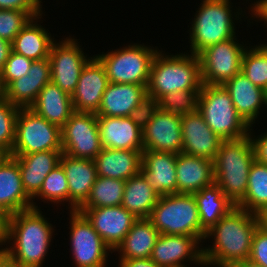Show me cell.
I'll return each instance as SVG.
<instances>
[{
	"label": "cell",
	"mask_w": 267,
	"mask_h": 267,
	"mask_svg": "<svg viewBox=\"0 0 267 267\" xmlns=\"http://www.w3.org/2000/svg\"><path fill=\"white\" fill-rule=\"evenodd\" d=\"M20 108L0 95V149L11 154L15 140L16 120Z\"/></svg>",
	"instance_id": "obj_38"
},
{
	"label": "cell",
	"mask_w": 267,
	"mask_h": 267,
	"mask_svg": "<svg viewBox=\"0 0 267 267\" xmlns=\"http://www.w3.org/2000/svg\"><path fill=\"white\" fill-rule=\"evenodd\" d=\"M144 150L182 153L181 116L158 109L143 128Z\"/></svg>",
	"instance_id": "obj_16"
},
{
	"label": "cell",
	"mask_w": 267,
	"mask_h": 267,
	"mask_svg": "<svg viewBox=\"0 0 267 267\" xmlns=\"http://www.w3.org/2000/svg\"><path fill=\"white\" fill-rule=\"evenodd\" d=\"M62 151H40L30 154H10L20 168L22 184L32 199L40 190L47 175L60 164Z\"/></svg>",
	"instance_id": "obj_25"
},
{
	"label": "cell",
	"mask_w": 267,
	"mask_h": 267,
	"mask_svg": "<svg viewBox=\"0 0 267 267\" xmlns=\"http://www.w3.org/2000/svg\"><path fill=\"white\" fill-rule=\"evenodd\" d=\"M160 195L149 184L145 175L140 172L125 181L122 206L136 218H149Z\"/></svg>",
	"instance_id": "obj_33"
},
{
	"label": "cell",
	"mask_w": 267,
	"mask_h": 267,
	"mask_svg": "<svg viewBox=\"0 0 267 267\" xmlns=\"http://www.w3.org/2000/svg\"><path fill=\"white\" fill-rule=\"evenodd\" d=\"M202 246L197 237L160 234L150 259L160 267H189L192 263L204 267Z\"/></svg>",
	"instance_id": "obj_14"
},
{
	"label": "cell",
	"mask_w": 267,
	"mask_h": 267,
	"mask_svg": "<svg viewBox=\"0 0 267 267\" xmlns=\"http://www.w3.org/2000/svg\"><path fill=\"white\" fill-rule=\"evenodd\" d=\"M36 114L62 128L74 112L71 95L49 82L30 107Z\"/></svg>",
	"instance_id": "obj_31"
},
{
	"label": "cell",
	"mask_w": 267,
	"mask_h": 267,
	"mask_svg": "<svg viewBox=\"0 0 267 267\" xmlns=\"http://www.w3.org/2000/svg\"><path fill=\"white\" fill-rule=\"evenodd\" d=\"M236 37L210 45L198 54L202 84L224 85L241 72L242 57L248 46Z\"/></svg>",
	"instance_id": "obj_10"
},
{
	"label": "cell",
	"mask_w": 267,
	"mask_h": 267,
	"mask_svg": "<svg viewBox=\"0 0 267 267\" xmlns=\"http://www.w3.org/2000/svg\"><path fill=\"white\" fill-rule=\"evenodd\" d=\"M197 111L222 140L240 139L249 134L250 126L237 113L230 94L223 85L202 84Z\"/></svg>",
	"instance_id": "obj_6"
},
{
	"label": "cell",
	"mask_w": 267,
	"mask_h": 267,
	"mask_svg": "<svg viewBox=\"0 0 267 267\" xmlns=\"http://www.w3.org/2000/svg\"><path fill=\"white\" fill-rule=\"evenodd\" d=\"M12 51V43L0 38V71L4 67Z\"/></svg>",
	"instance_id": "obj_48"
},
{
	"label": "cell",
	"mask_w": 267,
	"mask_h": 267,
	"mask_svg": "<svg viewBox=\"0 0 267 267\" xmlns=\"http://www.w3.org/2000/svg\"><path fill=\"white\" fill-rule=\"evenodd\" d=\"M249 260L267 267V231L260 225L253 235Z\"/></svg>",
	"instance_id": "obj_43"
},
{
	"label": "cell",
	"mask_w": 267,
	"mask_h": 267,
	"mask_svg": "<svg viewBox=\"0 0 267 267\" xmlns=\"http://www.w3.org/2000/svg\"><path fill=\"white\" fill-rule=\"evenodd\" d=\"M164 52V53H163ZM163 50L155 54L150 68L147 94L160 100L164 95L183 90H201L202 79L198 55L187 52L170 55Z\"/></svg>",
	"instance_id": "obj_3"
},
{
	"label": "cell",
	"mask_w": 267,
	"mask_h": 267,
	"mask_svg": "<svg viewBox=\"0 0 267 267\" xmlns=\"http://www.w3.org/2000/svg\"><path fill=\"white\" fill-rule=\"evenodd\" d=\"M62 151L61 128L30 108H20L11 154Z\"/></svg>",
	"instance_id": "obj_9"
},
{
	"label": "cell",
	"mask_w": 267,
	"mask_h": 267,
	"mask_svg": "<svg viewBox=\"0 0 267 267\" xmlns=\"http://www.w3.org/2000/svg\"><path fill=\"white\" fill-rule=\"evenodd\" d=\"M100 235L104 243L114 251L138 219L122 205L114 207L79 208Z\"/></svg>",
	"instance_id": "obj_15"
},
{
	"label": "cell",
	"mask_w": 267,
	"mask_h": 267,
	"mask_svg": "<svg viewBox=\"0 0 267 267\" xmlns=\"http://www.w3.org/2000/svg\"><path fill=\"white\" fill-rule=\"evenodd\" d=\"M182 153L214 161L223 141L198 112L181 116Z\"/></svg>",
	"instance_id": "obj_18"
},
{
	"label": "cell",
	"mask_w": 267,
	"mask_h": 267,
	"mask_svg": "<svg viewBox=\"0 0 267 267\" xmlns=\"http://www.w3.org/2000/svg\"><path fill=\"white\" fill-rule=\"evenodd\" d=\"M260 226L267 231V207L258 214Z\"/></svg>",
	"instance_id": "obj_51"
},
{
	"label": "cell",
	"mask_w": 267,
	"mask_h": 267,
	"mask_svg": "<svg viewBox=\"0 0 267 267\" xmlns=\"http://www.w3.org/2000/svg\"><path fill=\"white\" fill-rule=\"evenodd\" d=\"M61 134L62 152L73 158L94 160L103 149L95 113L74 111Z\"/></svg>",
	"instance_id": "obj_13"
},
{
	"label": "cell",
	"mask_w": 267,
	"mask_h": 267,
	"mask_svg": "<svg viewBox=\"0 0 267 267\" xmlns=\"http://www.w3.org/2000/svg\"><path fill=\"white\" fill-rule=\"evenodd\" d=\"M176 180L177 193L180 194H194L212 185L215 182L213 161L184 153L177 154Z\"/></svg>",
	"instance_id": "obj_26"
},
{
	"label": "cell",
	"mask_w": 267,
	"mask_h": 267,
	"mask_svg": "<svg viewBox=\"0 0 267 267\" xmlns=\"http://www.w3.org/2000/svg\"><path fill=\"white\" fill-rule=\"evenodd\" d=\"M200 90H183L164 95L159 100V108L179 116L197 111Z\"/></svg>",
	"instance_id": "obj_39"
},
{
	"label": "cell",
	"mask_w": 267,
	"mask_h": 267,
	"mask_svg": "<svg viewBox=\"0 0 267 267\" xmlns=\"http://www.w3.org/2000/svg\"><path fill=\"white\" fill-rule=\"evenodd\" d=\"M176 159L173 153L142 151L141 172L160 196L177 194Z\"/></svg>",
	"instance_id": "obj_22"
},
{
	"label": "cell",
	"mask_w": 267,
	"mask_h": 267,
	"mask_svg": "<svg viewBox=\"0 0 267 267\" xmlns=\"http://www.w3.org/2000/svg\"><path fill=\"white\" fill-rule=\"evenodd\" d=\"M60 164L63 167L69 189V210H78L88 199L97 178L94 160L73 158L62 153Z\"/></svg>",
	"instance_id": "obj_20"
},
{
	"label": "cell",
	"mask_w": 267,
	"mask_h": 267,
	"mask_svg": "<svg viewBox=\"0 0 267 267\" xmlns=\"http://www.w3.org/2000/svg\"><path fill=\"white\" fill-rule=\"evenodd\" d=\"M248 10L251 17H267V0H256Z\"/></svg>",
	"instance_id": "obj_47"
},
{
	"label": "cell",
	"mask_w": 267,
	"mask_h": 267,
	"mask_svg": "<svg viewBox=\"0 0 267 267\" xmlns=\"http://www.w3.org/2000/svg\"><path fill=\"white\" fill-rule=\"evenodd\" d=\"M43 0H0V9H12L28 12L33 18L43 15Z\"/></svg>",
	"instance_id": "obj_44"
},
{
	"label": "cell",
	"mask_w": 267,
	"mask_h": 267,
	"mask_svg": "<svg viewBox=\"0 0 267 267\" xmlns=\"http://www.w3.org/2000/svg\"><path fill=\"white\" fill-rule=\"evenodd\" d=\"M33 60L11 51L4 67L0 71V82L4 90L12 81L29 72Z\"/></svg>",
	"instance_id": "obj_41"
},
{
	"label": "cell",
	"mask_w": 267,
	"mask_h": 267,
	"mask_svg": "<svg viewBox=\"0 0 267 267\" xmlns=\"http://www.w3.org/2000/svg\"><path fill=\"white\" fill-rule=\"evenodd\" d=\"M43 214L31 208L7 218L5 253L19 267H43L45 263L56 229Z\"/></svg>",
	"instance_id": "obj_2"
},
{
	"label": "cell",
	"mask_w": 267,
	"mask_h": 267,
	"mask_svg": "<svg viewBox=\"0 0 267 267\" xmlns=\"http://www.w3.org/2000/svg\"><path fill=\"white\" fill-rule=\"evenodd\" d=\"M118 267H160L150 258L145 259H118Z\"/></svg>",
	"instance_id": "obj_46"
},
{
	"label": "cell",
	"mask_w": 267,
	"mask_h": 267,
	"mask_svg": "<svg viewBox=\"0 0 267 267\" xmlns=\"http://www.w3.org/2000/svg\"><path fill=\"white\" fill-rule=\"evenodd\" d=\"M69 212V245L75 266L107 267L108 256L113 251L81 212L78 210Z\"/></svg>",
	"instance_id": "obj_11"
},
{
	"label": "cell",
	"mask_w": 267,
	"mask_h": 267,
	"mask_svg": "<svg viewBox=\"0 0 267 267\" xmlns=\"http://www.w3.org/2000/svg\"><path fill=\"white\" fill-rule=\"evenodd\" d=\"M124 187L125 180L97 176L88 199L80 208L120 206Z\"/></svg>",
	"instance_id": "obj_35"
},
{
	"label": "cell",
	"mask_w": 267,
	"mask_h": 267,
	"mask_svg": "<svg viewBox=\"0 0 267 267\" xmlns=\"http://www.w3.org/2000/svg\"><path fill=\"white\" fill-rule=\"evenodd\" d=\"M159 109V100L146 95L128 116L139 128H143L151 121Z\"/></svg>",
	"instance_id": "obj_42"
},
{
	"label": "cell",
	"mask_w": 267,
	"mask_h": 267,
	"mask_svg": "<svg viewBox=\"0 0 267 267\" xmlns=\"http://www.w3.org/2000/svg\"><path fill=\"white\" fill-rule=\"evenodd\" d=\"M253 127L254 126L252 125L249 128V136L253 144L255 160L267 165V131L255 136L253 135Z\"/></svg>",
	"instance_id": "obj_45"
},
{
	"label": "cell",
	"mask_w": 267,
	"mask_h": 267,
	"mask_svg": "<svg viewBox=\"0 0 267 267\" xmlns=\"http://www.w3.org/2000/svg\"><path fill=\"white\" fill-rule=\"evenodd\" d=\"M42 16L44 17L45 14L32 18L17 34L12 42L13 52L33 61L47 59L49 57L51 46L56 39L54 35L52 37L48 29L46 30L41 25L43 23L40 22L43 21L41 20Z\"/></svg>",
	"instance_id": "obj_29"
},
{
	"label": "cell",
	"mask_w": 267,
	"mask_h": 267,
	"mask_svg": "<svg viewBox=\"0 0 267 267\" xmlns=\"http://www.w3.org/2000/svg\"><path fill=\"white\" fill-rule=\"evenodd\" d=\"M132 43L95 56L104 65L109 82L147 86L151 63L159 48Z\"/></svg>",
	"instance_id": "obj_7"
},
{
	"label": "cell",
	"mask_w": 267,
	"mask_h": 267,
	"mask_svg": "<svg viewBox=\"0 0 267 267\" xmlns=\"http://www.w3.org/2000/svg\"><path fill=\"white\" fill-rule=\"evenodd\" d=\"M51 82V65L49 58L32 62L29 72L12 81L2 95L18 108H30L39 92Z\"/></svg>",
	"instance_id": "obj_19"
},
{
	"label": "cell",
	"mask_w": 267,
	"mask_h": 267,
	"mask_svg": "<svg viewBox=\"0 0 267 267\" xmlns=\"http://www.w3.org/2000/svg\"><path fill=\"white\" fill-rule=\"evenodd\" d=\"M94 162L97 176L126 181L141 172L142 151L103 148Z\"/></svg>",
	"instance_id": "obj_28"
},
{
	"label": "cell",
	"mask_w": 267,
	"mask_h": 267,
	"mask_svg": "<svg viewBox=\"0 0 267 267\" xmlns=\"http://www.w3.org/2000/svg\"><path fill=\"white\" fill-rule=\"evenodd\" d=\"M159 236L149 218H139L113 253L118 252L119 259L150 258Z\"/></svg>",
	"instance_id": "obj_30"
},
{
	"label": "cell",
	"mask_w": 267,
	"mask_h": 267,
	"mask_svg": "<svg viewBox=\"0 0 267 267\" xmlns=\"http://www.w3.org/2000/svg\"><path fill=\"white\" fill-rule=\"evenodd\" d=\"M265 109L267 108V91H266V99H265Z\"/></svg>",
	"instance_id": "obj_56"
},
{
	"label": "cell",
	"mask_w": 267,
	"mask_h": 267,
	"mask_svg": "<svg viewBox=\"0 0 267 267\" xmlns=\"http://www.w3.org/2000/svg\"><path fill=\"white\" fill-rule=\"evenodd\" d=\"M260 225L258 214L235 206L205 234L203 244L212 238V246H202L205 267H232L249 259L253 235Z\"/></svg>",
	"instance_id": "obj_1"
},
{
	"label": "cell",
	"mask_w": 267,
	"mask_h": 267,
	"mask_svg": "<svg viewBox=\"0 0 267 267\" xmlns=\"http://www.w3.org/2000/svg\"><path fill=\"white\" fill-rule=\"evenodd\" d=\"M101 145L107 149L143 151V134L129 117L97 116Z\"/></svg>",
	"instance_id": "obj_21"
},
{
	"label": "cell",
	"mask_w": 267,
	"mask_h": 267,
	"mask_svg": "<svg viewBox=\"0 0 267 267\" xmlns=\"http://www.w3.org/2000/svg\"><path fill=\"white\" fill-rule=\"evenodd\" d=\"M250 45L243 54L241 72L254 85L267 91V47Z\"/></svg>",
	"instance_id": "obj_37"
},
{
	"label": "cell",
	"mask_w": 267,
	"mask_h": 267,
	"mask_svg": "<svg viewBox=\"0 0 267 267\" xmlns=\"http://www.w3.org/2000/svg\"><path fill=\"white\" fill-rule=\"evenodd\" d=\"M232 4L231 0H201L188 30L190 53L198 55L206 47L236 36L235 23L239 19L240 23L241 18L249 13H246L245 9L243 11L240 6L237 10L233 9Z\"/></svg>",
	"instance_id": "obj_4"
},
{
	"label": "cell",
	"mask_w": 267,
	"mask_h": 267,
	"mask_svg": "<svg viewBox=\"0 0 267 267\" xmlns=\"http://www.w3.org/2000/svg\"><path fill=\"white\" fill-rule=\"evenodd\" d=\"M36 198L38 199L37 201L42 200L44 203H54L56 206L58 204L57 208L61 204L64 206L67 202L68 206L66 207L69 209L68 182L66 173L61 164L52 169V171L44 179L39 192L32 198L33 208L40 209L41 207H39V204L35 201Z\"/></svg>",
	"instance_id": "obj_36"
},
{
	"label": "cell",
	"mask_w": 267,
	"mask_h": 267,
	"mask_svg": "<svg viewBox=\"0 0 267 267\" xmlns=\"http://www.w3.org/2000/svg\"><path fill=\"white\" fill-rule=\"evenodd\" d=\"M255 160L249 134L240 139L223 140L213 161L214 181L237 206L245 197L249 170Z\"/></svg>",
	"instance_id": "obj_5"
},
{
	"label": "cell",
	"mask_w": 267,
	"mask_h": 267,
	"mask_svg": "<svg viewBox=\"0 0 267 267\" xmlns=\"http://www.w3.org/2000/svg\"><path fill=\"white\" fill-rule=\"evenodd\" d=\"M232 267H262V266L247 259V260H243V261H239L235 263Z\"/></svg>",
	"instance_id": "obj_52"
},
{
	"label": "cell",
	"mask_w": 267,
	"mask_h": 267,
	"mask_svg": "<svg viewBox=\"0 0 267 267\" xmlns=\"http://www.w3.org/2000/svg\"><path fill=\"white\" fill-rule=\"evenodd\" d=\"M32 18L26 11L0 9V38L12 43Z\"/></svg>",
	"instance_id": "obj_40"
},
{
	"label": "cell",
	"mask_w": 267,
	"mask_h": 267,
	"mask_svg": "<svg viewBox=\"0 0 267 267\" xmlns=\"http://www.w3.org/2000/svg\"><path fill=\"white\" fill-rule=\"evenodd\" d=\"M77 40L79 39L71 37L70 34L64 40H56L48 57L51 65V82L69 95L74 93L84 66L94 57H87Z\"/></svg>",
	"instance_id": "obj_12"
},
{
	"label": "cell",
	"mask_w": 267,
	"mask_h": 267,
	"mask_svg": "<svg viewBox=\"0 0 267 267\" xmlns=\"http://www.w3.org/2000/svg\"><path fill=\"white\" fill-rule=\"evenodd\" d=\"M223 86L229 92L237 113L249 126L254 125L263 111L261 109L265 108L266 91L254 85L242 72Z\"/></svg>",
	"instance_id": "obj_24"
},
{
	"label": "cell",
	"mask_w": 267,
	"mask_h": 267,
	"mask_svg": "<svg viewBox=\"0 0 267 267\" xmlns=\"http://www.w3.org/2000/svg\"><path fill=\"white\" fill-rule=\"evenodd\" d=\"M0 218H8V216L0 209Z\"/></svg>",
	"instance_id": "obj_55"
},
{
	"label": "cell",
	"mask_w": 267,
	"mask_h": 267,
	"mask_svg": "<svg viewBox=\"0 0 267 267\" xmlns=\"http://www.w3.org/2000/svg\"><path fill=\"white\" fill-rule=\"evenodd\" d=\"M2 92H3V90H2V85H1V82H0V95H2Z\"/></svg>",
	"instance_id": "obj_57"
},
{
	"label": "cell",
	"mask_w": 267,
	"mask_h": 267,
	"mask_svg": "<svg viewBox=\"0 0 267 267\" xmlns=\"http://www.w3.org/2000/svg\"><path fill=\"white\" fill-rule=\"evenodd\" d=\"M108 84L106 69L94 56L84 66L77 87L71 95L74 111L96 113Z\"/></svg>",
	"instance_id": "obj_17"
},
{
	"label": "cell",
	"mask_w": 267,
	"mask_h": 267,
	"mask_svg": "<svg viewBox=\"0 0 267 267\" xmlns=\"http://www.w3.org/2000/svg\"><path fill=\"white\" fill-rule=\"evenodd\" d=\"M237 207L255 214L267 207V165L254 160L249 170L246 195Z\"/></svg>",
	"instance_id": "obj_34"
},
{
	"label": "cell",
	"mask_w": 267,
	"mask_h": 267,
	"mask_svg": "<svg viewBox=\"0 0 267 267\" xmlns=\"http://www.w3.org/2000/svg\"><path fill=\"white\" fill-rule=\"evenodd\" d=\"M201 222V242L206 232L224 217L235 205L214 182L193 194Z\"/></svg>",
	"instance_id": "obj_32"
},
{
	"label": "cell",
	"mask_w": 267,
	"mask_h": 267,
	"mask_svg": "<svg viewBox=\"0 0 267 267\" xmlns=\"http://www.w3.org/2000/svg\"><path fill=\"white\" fill-rule=\"evenodd\" d=\"M0 267H19L6 253L0 256Z\"/></svg>",
	"instance_id": "obj_50"
},
{
	"label": "cell",
	"mask_w": 267,
	"mask_h": 267,
	"mask_svg": "<svg viewBox=\"0 0 267 267\" xmlns=\"http://www.w3.org/2000/svg\"><path fill=\"white\" fill-rule=\"evenodd\" d=\"M6 223L7 218H0V250L4 253L6 248Z\"/></svg>",
	"instance_id": "obj_49"
},
{
	"label": "cell",
	"mask_w": 267,
	"mask_h": 267,
	"mask_svg": "<svg viewBox=\"0 0 267 267\" xmlns=\"http://www.w3.org/2000/svg\"><path fill=\"white\" fill-rule=\"evenodd\" d=\"M147 86L111 83L107 85L96 116L128 117L147 95Z\"/></svg>",
	"instance_id": "obj_27"
},
{
	"label": "cell",
	"mask_w": 267,
	"mask_h": 267,
	"mask_svg": "<svg viewBox=\"0 0 267 267\" xmlns=\"http://www.w3.org/2000/svg\"><path fill=\"white\" fill-rule=\"evenodd\" d=\"M149 219L160 234L187 235L201 241V222L193 194L160 196Z\"/></svg>",
	"instance_id": "obj_8"
},
{
	"label": "cell",
	"mask_w": 267,
	"mask_h": 267,
	"mask_svg": "<svg viewBox=\"0 0 267 267\" xmlns=\"http://www.w3.org/2000/svg\"><path fill=\"white\" fill-rule=\"evenodd\" d=\"M33 208L23 188L18 161L8 155L0 163V209L7 215Z\"/></svg>",
	"instance_id": "obj_23"
},
{
	"label": "cell",
	"mask_w": 267,
	"mask_h": 267,
	"mask_svg": "<svg viewBox=\"0 0 267 267\" xmlns=\"http://www.w3.org/2000/svg\"><path fill=\"white\" fill-rule=\"evenodd\" d=\"M251 19L253 18V19H257V21L256 22H260V21H264V26L266 25V29H267V17H250ZM267 43V42H266ZM264 44V43H262V44H260V45H262V46H264V47H267V44Z\"/></svg>",
	"instance_id": "obj_53"
},
{
	"label": "cell",
	"mask_w": 267,
	"mask_h": 267,
	"mask_svg": "<svg viewBox=\"0 0 267 267\" xmlns=\"http://www.w3.org/2000/svg\"><path fill=\"white\" fill-rule=\"evenodd\" d=\"M8 156L6 152L0 149V163Z\"/></svg>",
	"instance_id": "obj_54"
}]
</instances>
